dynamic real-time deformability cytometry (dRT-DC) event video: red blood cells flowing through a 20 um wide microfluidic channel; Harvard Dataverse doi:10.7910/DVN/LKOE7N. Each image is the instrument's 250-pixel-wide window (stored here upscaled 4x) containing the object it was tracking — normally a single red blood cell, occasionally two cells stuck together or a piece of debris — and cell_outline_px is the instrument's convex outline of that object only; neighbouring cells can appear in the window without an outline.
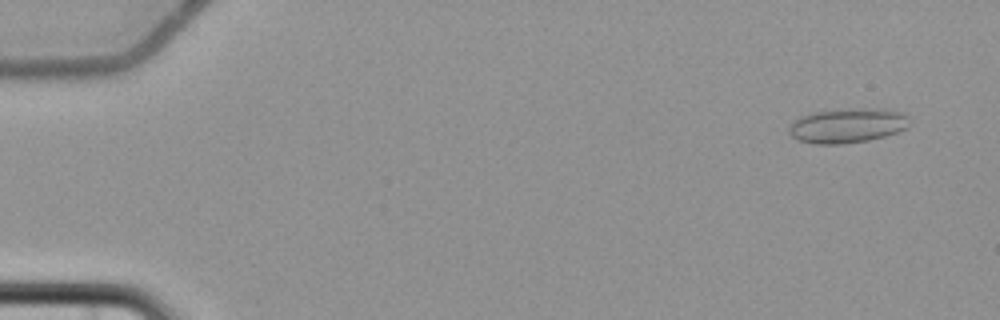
{"species": "common noctule bat (a hibernating species)", "species_latin": "Nyctalus noctula", "temperature_condition": "cold", "stored_images_in_passage": 4, "camera_frame_rate_fps": 3000, "um_per_image_px": 0.085, "animal": {"sex": "female", "body_mass_g": 22.7, "forearm_length_mm": 54.2}, "frame": {"image": 1, "passage_image": 1, "time_ms": 0.0, "image_size_px": [1000, 320], "cell_outline_px": [[912, 124], [908, 128], [884, 136], [868, 140], [844, 144], [816, 144], [796, 140], [788, 132], [788, 128], [800, 116], [812, 112], [852, 108], [884, 108], [904, 112], [912, 120]], "centroid_in_image_um": [72.09, 10.66], "position_along_channel_um": 12.9, "area_um2": 24.8}}
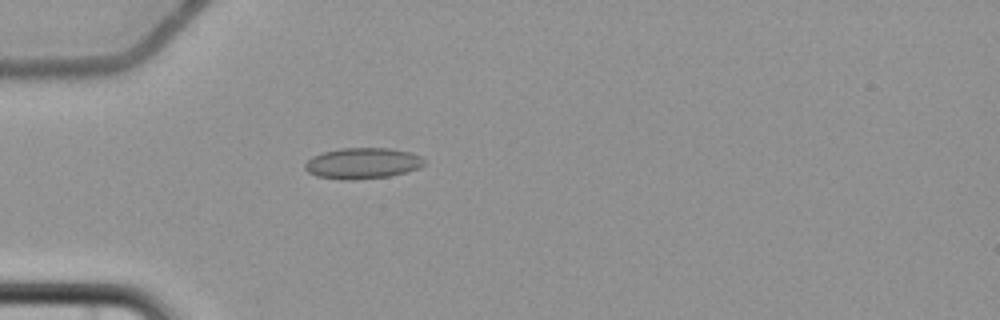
{"frame": {"image": 2, "passage_image": 4, "time_ms": 4.667, "image_size_px": [1000, 320], "cell_outline_px": [[424, 164], [420, 168], [408, 172], [388, 176], [352, 180], [344, 180], [316, 176], [308, 172], [304, 168], [304, 164], [312, 156], [324, 152], [340, 148], [388, 148], [412, 152], [420, 156], [424, 160]], "centroid_in_image_um": [30.82, 13.88], "position_along_channel_um": 54.2, "area_um2": 21.62}}